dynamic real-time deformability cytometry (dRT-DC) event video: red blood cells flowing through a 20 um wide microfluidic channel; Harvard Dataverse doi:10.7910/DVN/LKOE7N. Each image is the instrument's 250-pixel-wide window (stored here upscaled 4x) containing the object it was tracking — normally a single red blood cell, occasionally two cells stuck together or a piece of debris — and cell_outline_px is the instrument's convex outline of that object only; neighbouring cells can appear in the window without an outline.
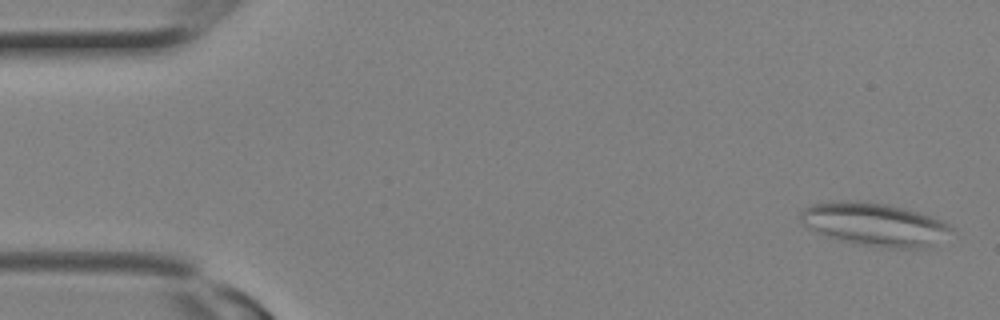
{"species": "Egyptian fruit bat (a non-hibernating species)", "species_latin": "Rousettus aegyptiacus", "temperature_condition": "room temperature", "stored_images_in_passage": 9, "camera_frame_rate_fps": 3000, "um_per_image_px": 0.085, "animal": {"sex": "female"}, "frame": {"image": 1, "passage_image": 1, "time_ms": 0.0, "image_size_px": [1000, 320], "cell_outline_px": [[956, 232], [924, 248], [876, 248], [856, 244], [840, 240], [816, 232], [800, 224], [800, 212], [804, 208], [812, 204], [832, 200], [860, 200], [888, 204], [904, 208], [932, 216], [944, 220]], "centroid_in_image_um": [74.33, 19.06], "position_along_channel_um": 10.7, "area_um2": 38.61}}